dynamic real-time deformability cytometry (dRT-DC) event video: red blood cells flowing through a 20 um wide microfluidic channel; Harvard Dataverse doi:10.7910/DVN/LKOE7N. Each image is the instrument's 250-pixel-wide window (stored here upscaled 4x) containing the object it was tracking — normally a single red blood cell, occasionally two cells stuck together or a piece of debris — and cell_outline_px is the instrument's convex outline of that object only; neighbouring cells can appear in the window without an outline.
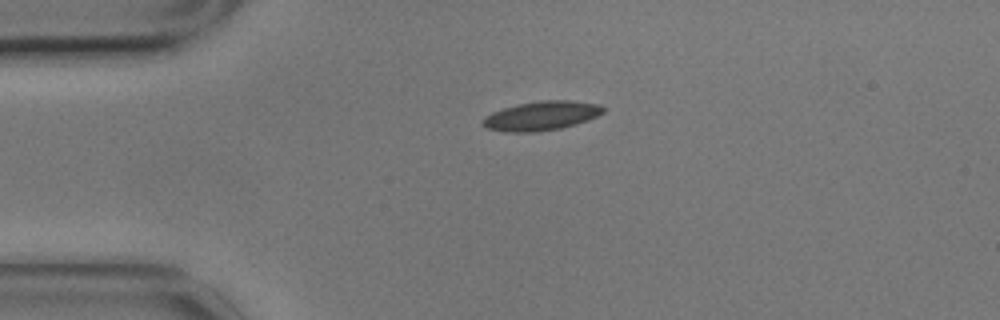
{"species": "common noctule bat (a hibernating species)", "species_latin": "Nyctalus noctula", "temperature_condition": "cold", "stored_images_in_passage": 45, "camera_frame_rate_fps": 3000, "um_per_image_px": 0.085, "animal": {"sex": "male", "body_mass_g": 17.9}, "frame": {"image": 1, "passage_image": 1, "time_ms": 0.0, "image_size_px": [1000, 320], "cell_outline_px": [[604, 112], [588, 120], [576, 124], [560, 128], [532, 132], [504, 132], [484, 128], [480, 124], [480, 120], [484, 116], [492, 112], [516, 104], [540, 100], [568, 100], [600, 104], [604, 108]], "centroid_in_image_um": [45.95, 9.84], "position_along_channel_um": 39.0, "area_um2": 20.69}}
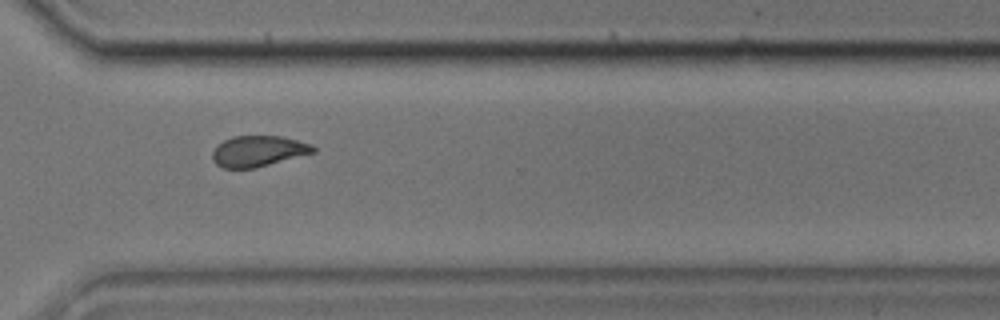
{"frame": {"image": 2, "passage_image": 30, "time_ms": 9.667, "image_size_px": [1000, 320], "cell_outline_px": [[316, 152], [256, 168], [224, 168], [216, 164], [212, 160], [212, 152], [224, 140], [232, 136], [280, 136], [312, 144], [316, 148]], "centroid_in_image_um": [21.97, 12.85], "position_along_channel_um": 348.6, "area_um2": 18.09}}
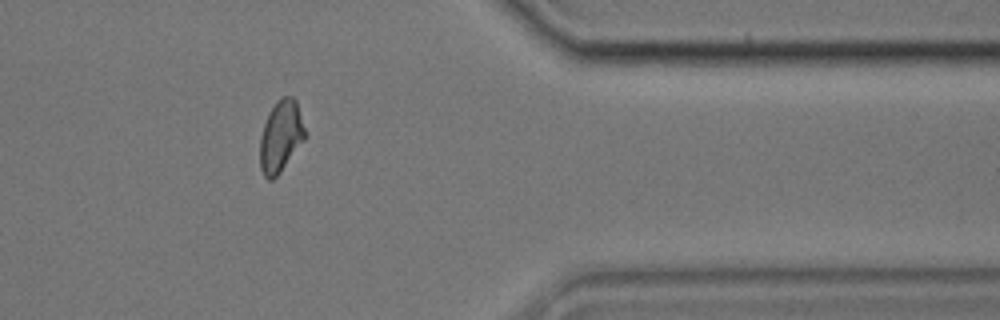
{"frame": {"image": 3, "passage_image": 35, "time_ms": 11.333, "image_size_px": [1000, 320], "cell_outline_px": [[304, 140], [280, 172], [272, 180], [268, 180], [264, 176], [260, 168], [260, 136], [268, 112], [276, 100], [280, 96], [292, 96], [296, 100], [304, 128]], "centroid_in_image_um": [23.83, 11.57], "position_along_channel_um": 387.6, "area_um2": 18.67}, "authors_computed_cell_mechanics": {"area_um2": 18.9006, "velocity_mm_per_s": 3.4698, "shape_relaxation_time_tau1_ms": 4.365, "shape_relaxation_time_tau2_ms": 3.2371, "deformation_change_tau1": 0.1369, "deformation_change_tau2": 0.0874}}